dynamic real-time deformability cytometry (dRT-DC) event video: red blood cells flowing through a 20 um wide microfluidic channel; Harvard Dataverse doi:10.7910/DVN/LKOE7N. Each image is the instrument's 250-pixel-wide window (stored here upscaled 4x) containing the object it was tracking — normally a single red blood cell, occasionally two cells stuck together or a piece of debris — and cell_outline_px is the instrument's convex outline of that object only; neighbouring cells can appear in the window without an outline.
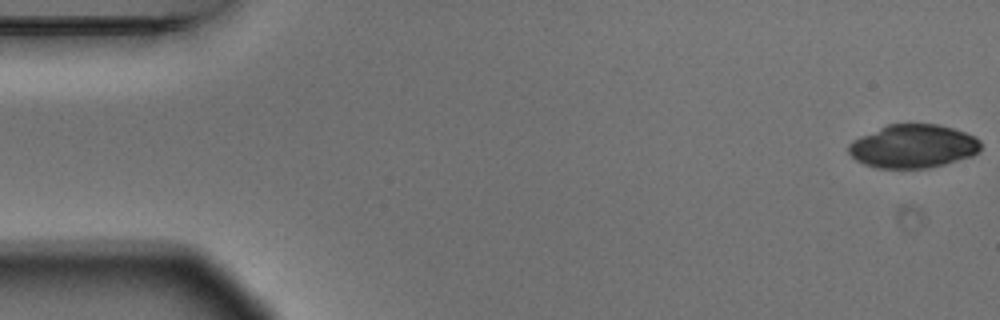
{"species": "Egyptian fruit bat (a non-hibernating species)", "species_latin": "Rousettus aegyptiacus", "temperature_condition": "warm", "stored_images_in_passage": 5, "camera_frame_rate_fps": 3000, "um_per_image_px": 0.085, "animal": {"sex": "male"}, "frame": {"image": 1, "passage_image": 1, "time_ms": 0.0, "image_size_px": [1000, 320], "cell_outline_px": [[980, 152], [972, 156], [944, 164], [928, 168], [876, 168], [864, 164], [856, 160], [848, 152], [848, 144], [852, 140], [860, 136], [888, 124], [940, 124], [976, 136], [980, 140]], "centroid_in_image_um": [77.61, 12.43], "position_along_channel_um": 7.4, "area_um2": 33.58}}